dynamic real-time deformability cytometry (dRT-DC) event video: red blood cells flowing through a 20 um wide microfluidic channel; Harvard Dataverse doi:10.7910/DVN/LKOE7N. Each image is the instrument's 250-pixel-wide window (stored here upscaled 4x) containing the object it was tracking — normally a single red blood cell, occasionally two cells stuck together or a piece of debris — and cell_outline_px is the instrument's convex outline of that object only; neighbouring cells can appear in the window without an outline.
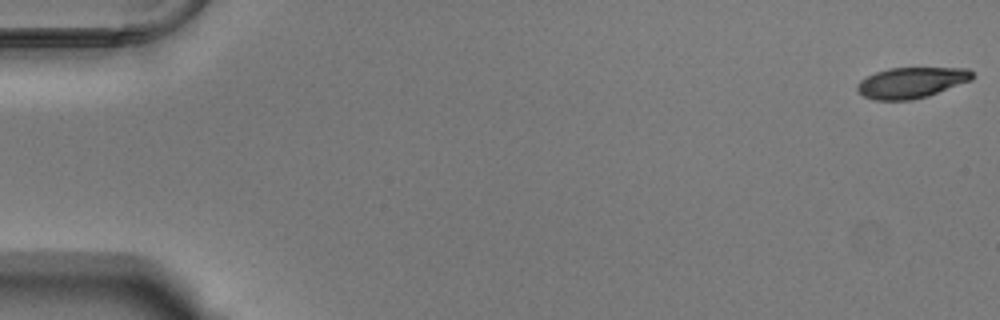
{"species": "Egyptian fruit bat (a non-hibernating species)", "species_latin": "Rousettus aegyptiacus", "temperature_condition": "warm", "stored_images_in_passage": 8, "camera_frame_rate_fps": 3000, "um_per_image_px": 0.085, "animal": {"sex": "male"}, "frame": {"image": 1, "passage_image": 1, "time_ms": 0.0, "image_size_px": [1000, 320], "cell_outline_px": [[972, 80], [928, 96], [912, 100], [876, 100], [864, 96], [856, 88], [856, 84], [860, 80], [876, 72], [888, 68], [968, 68], [972, 72]], "centroid_in_image_um": [77.46, 7.02], "position_along_channel_um": 7.5, "area_um2": 20.58}}